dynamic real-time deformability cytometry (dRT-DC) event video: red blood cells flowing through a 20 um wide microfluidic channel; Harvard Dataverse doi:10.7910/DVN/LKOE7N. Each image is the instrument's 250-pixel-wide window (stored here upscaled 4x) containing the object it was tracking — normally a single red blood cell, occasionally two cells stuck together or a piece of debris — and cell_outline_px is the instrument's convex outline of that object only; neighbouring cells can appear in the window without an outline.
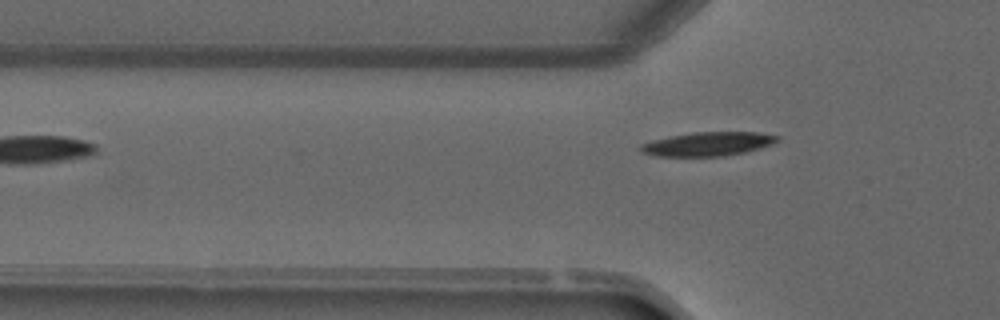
{"species": "common noctule bat (a hibernating species)", "species_latin": "Nyctalus noctula", "temperature_condition": "warm", "stored_images_in_passage": 5, "camera_frame_rate_fps": 3000, "um_per_image_px": 0.085, "animal": {"sex": "male", "forearm_length_mm": 52.5}, "frame": {"image": 1, "passage_image": 5, "time_ms": 5.667, "image_size_px": [1000, 320], "cell_outline_px": [[780, 140], [772, 144], [760, 148], [744, 152], [724, 156], [656, 156], [640, 152], [640, 144], [652, 140], [668, 136], [692, 132], [756, 132], [780, 136]], "centroid_in_image_um": [60.16, 12.23], "position_along_channel_um": 65.6, "area_um2": 19.13}}